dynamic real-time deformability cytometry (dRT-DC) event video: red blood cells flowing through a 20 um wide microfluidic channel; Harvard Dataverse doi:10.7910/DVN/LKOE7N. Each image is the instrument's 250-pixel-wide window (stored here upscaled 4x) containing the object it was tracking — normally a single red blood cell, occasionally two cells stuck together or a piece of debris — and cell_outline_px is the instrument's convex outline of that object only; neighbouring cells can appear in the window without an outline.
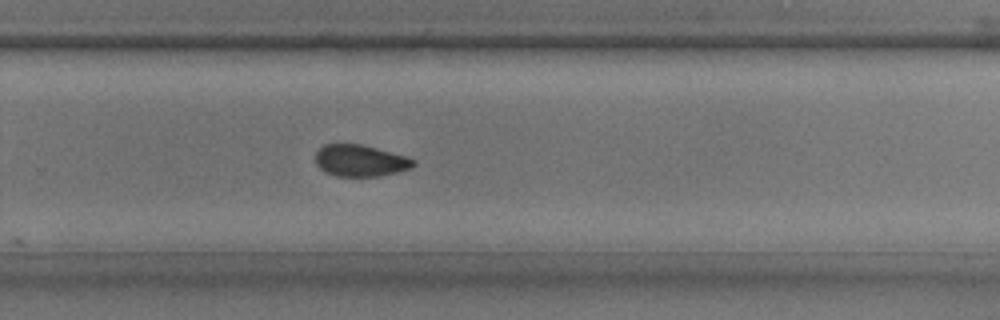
{"species": "common noctule bat (a hibernating species)", "species_latin": "Nyctalus noctula", "temperature_condition": "room temperature", "stored_images_in_passage": 21, "camera_frame_rate_fps": 3000, "um_per_image_px": 0.085, "animal": {"sex": "male", "body_mass_g": 17.9, "forearm_length_mm": 54.2}, "frame": {"image": 1, "passage_image": 15, "time_ms": 4.667, "image_size_px": [1000, 320], "cell_outline_px": [[416, 164], [412, 168], [380, 176], [336, 176], [324, 172], [316, 164], [316, 152], [324, 144], [360, 144], [408, 156], [416, 160]], "centroid_in_image_um": [30.65, 13.66], "position_along_channel_um": 299.2, "area_um2": 18.15}}